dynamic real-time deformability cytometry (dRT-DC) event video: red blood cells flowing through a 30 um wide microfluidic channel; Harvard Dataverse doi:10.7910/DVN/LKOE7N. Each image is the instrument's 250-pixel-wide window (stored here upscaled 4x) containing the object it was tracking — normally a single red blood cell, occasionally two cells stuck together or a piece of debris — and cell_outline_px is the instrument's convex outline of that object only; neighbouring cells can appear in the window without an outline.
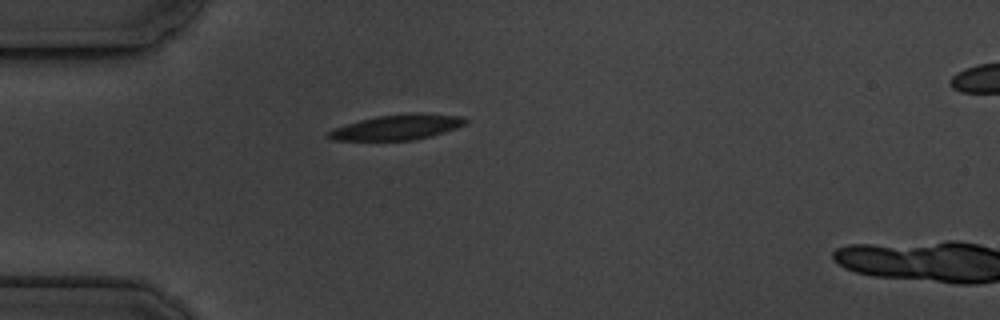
{"species": "common noctule bat (a hibernating species)", "species_latin": "Nyctalus noctula", "temperature_condition": "cold", "stored_images_in_passage": 2, "camera_frame_rate_fps": 3000, "um_per_image_px": 0.085, "animal": {"sex": "male", "body_mass_g": 19.5, "forearm_length_mm": 54.6}, "frame": {"image": 1, "passage_image": 1, "time_ms": 0.0, "image_size_px": [1000, 320], "cell_outline_px": [[468, 120], [464, 124], [456, 128], [432, 136], [412, 140], [332, 140], [324, 136], [332, 128], [360, 120], [376, 116], [408, 112], [420, 112], [464, 116]], "centroid_in_image_um": [33.76, 10.79], "position_along_channel_um": 51.2, "area_um2": 20.46}}